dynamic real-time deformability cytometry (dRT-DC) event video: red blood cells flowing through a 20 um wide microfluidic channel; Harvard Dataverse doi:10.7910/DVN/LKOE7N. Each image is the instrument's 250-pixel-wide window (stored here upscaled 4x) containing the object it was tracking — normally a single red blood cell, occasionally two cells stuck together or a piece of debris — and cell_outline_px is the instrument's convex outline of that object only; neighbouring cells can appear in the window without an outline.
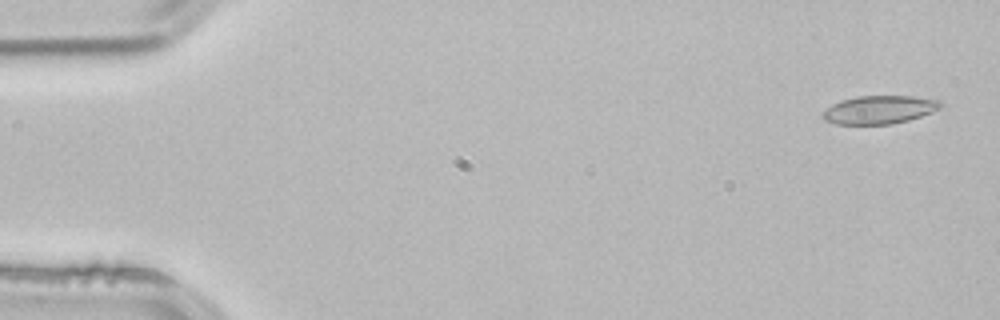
{"species": "common noctule bat (a hibernating species)", "species_latin": "Nyctalus noctula", "temperature_condition": "room temperature", "stored_images_in_passage": 3, "camera_frame_rate_fps": 3000, "um_per_image_px": 0.085, "animal": {"sex": "male", "body_mass_g": 21.5, "forearm_length_mm": 52.0}, "frame": {"image": 1, "passage_image": 1, "time_ms": 0.0, "image_size_px": [1000, 320], "cell_outline_px": [[944, 104], [940, 108], [932, 112], [908, 120], [892, 124], [836, 124], [824, 120], [820, 116], [820, 112], [824, 108], [840, 100], [856, 96], [912, 96], [940, 100]], "centroid_in_image_um": [74.69, 9.32], "position_along_channel_um": 10.3, "area_um2": 19.65}}
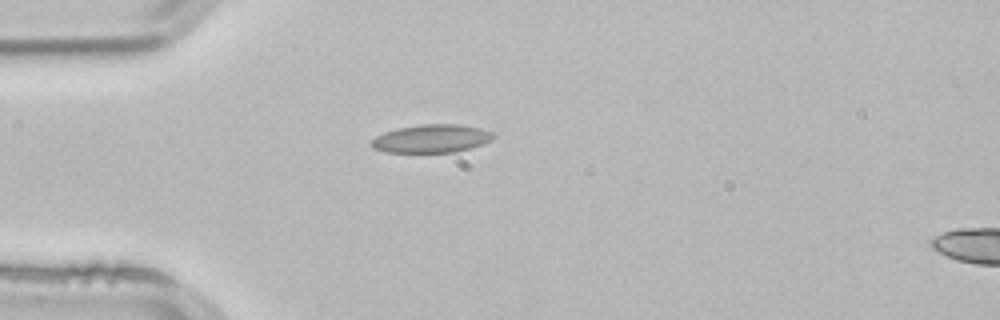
{"frame": {"image": 2, "passage_image": 3, "time_ms": 0.667, "image_size_px": [1000, 320], "cell_outline_px": [[496, 136], [492, 140], [484, 144], [472, 148], [456, 152], [384, 152], [372, 148], [368, 144], [376, 136], [384, 132], [396, 128], [424, 124], [460, 124], [480, 128], [492, 132]], "centroid_in_image_um": [36.68, 11.78], "position_along_channel_um": 48.3, "area_um2": 20.29}}